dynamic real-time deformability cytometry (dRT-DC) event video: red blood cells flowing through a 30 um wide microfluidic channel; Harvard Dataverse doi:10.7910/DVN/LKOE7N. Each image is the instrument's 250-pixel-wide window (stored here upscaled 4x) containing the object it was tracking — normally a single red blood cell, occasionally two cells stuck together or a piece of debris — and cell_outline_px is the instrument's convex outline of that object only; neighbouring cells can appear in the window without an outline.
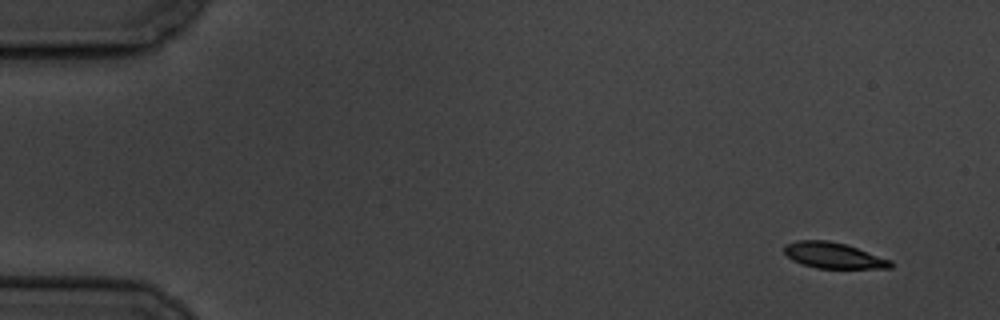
{"species": "common noctule bat (a hibernating species)", "species_latin": "Nyctalus noctula", "temperature_condition": "cold", "stored_images_in_passage": 4, "camera_frame_rate_fps": 3000, "um_per_image_px": 0.085, "animal": {"sex": "male", "body_mass_g": 19.5, "forearm_length_mm": 54.6}, "frame": {"image": 1, "passage_image": 1, "time_ms": 0.0, "image_size_px": [1000, 320], "cell_outline_px": [[892, 268], [816, 268], [792, 260], [784, 252], [784, 244], [796, 240], [828, 240], [844, 244], [892, 260]], "centroid_in_image_um": [70.82, 21.7], "position_along_channel_um": 14.2, "area_um2": 15.9}}